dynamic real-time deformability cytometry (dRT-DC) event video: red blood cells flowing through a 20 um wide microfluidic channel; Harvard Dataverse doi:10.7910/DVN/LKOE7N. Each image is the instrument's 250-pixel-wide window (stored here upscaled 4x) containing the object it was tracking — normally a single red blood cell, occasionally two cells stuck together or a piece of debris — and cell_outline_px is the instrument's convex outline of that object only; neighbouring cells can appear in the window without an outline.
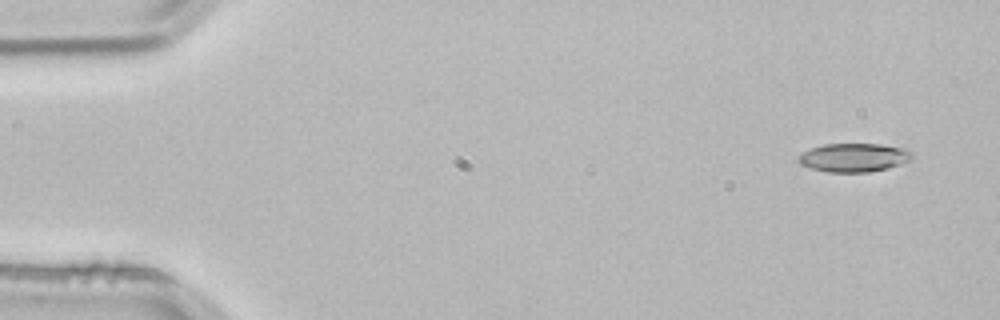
{"species": "common noctule bat (a hibernating species)", "species_latin": "Nyctalus noctula", "temperature_condition": "room temperature", "stored_images_in_passage": 4, "camera_frame_rate_fps": 3000, "um_per_image_px": 0.085, "animal": {"sex": "male", "body_mass_g": 21.5, "forearm_length_mm": 52.0}, "frame": {"image": 1, "passage_image": 1, "time_ms": 0.0, "image_size_px": [1000, 320], "cell_outline_px": [[912, 156], [908, 160], [900, 164], [888, 168], [868, 172], [828, 172], [812, 168], [800, 164], [796, 160], [804, 152], [812, 148], [824, 144], [880, 144], [904, 148], [912, 152]], "centroid_in_image_um": [72.57, 13.39], "position_along_channel_um": 12.4, "area_um2": 18.73}}
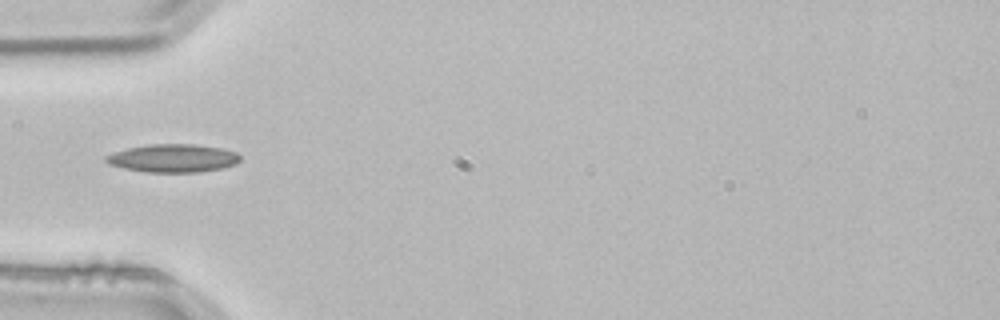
{"frame": {"image": 2, "passage_image": 4, "time_ms": 1.0, "image_size_px": [1000, 320], "cell_outline_px": [[240, 160], [236, 164], [224, 168], [200, 172], [148, 172], [124, 168], [108, 164], [104, 160], [104, 156], [112, 152], [128, 148], [152, 144], [192, 144], [220, 148], [236, 152], [240, 156]], "centroid_in_image_um": [14.7, 13.45], "position_along_channel_um": 70.3, "area_um2": 22.02}}